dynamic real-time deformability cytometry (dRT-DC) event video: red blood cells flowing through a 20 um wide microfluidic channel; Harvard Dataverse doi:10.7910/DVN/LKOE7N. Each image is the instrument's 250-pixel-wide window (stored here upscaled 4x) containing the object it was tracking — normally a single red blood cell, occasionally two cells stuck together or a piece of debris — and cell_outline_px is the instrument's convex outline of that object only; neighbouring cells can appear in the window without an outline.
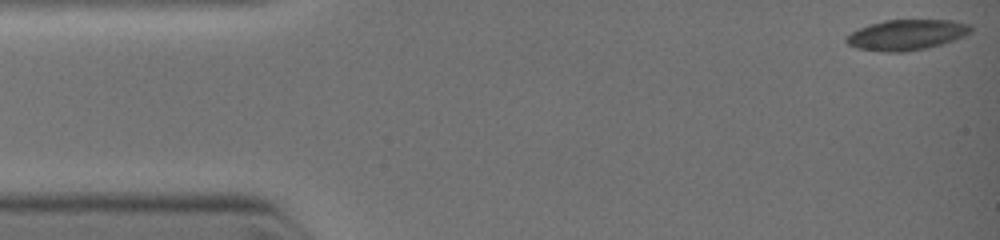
{"species": "common noctule bat (a hibernating species)", "species_latin": "Nyctalus noctula", "temperature_condition": "warm", "stored_images_in_passage": 6, "camera_frame_rate_fps": 3000, "um_per_image_px": 0.085, "animal": {"sex": "female", "body_mass_g": 19.0, "forearm_length_mm": 51.5}, "frame": {"image": 1, "passage_image": 1, "time_ms": 0.0, "image_size_px": [1000, 240], "cell_outline_px": [[972, 28], [964, 36], [940, 44], [924, 48], [904, 52], [884, 52], [856, 48], [848, 44], [844, 40], [852, 32], [860, 28], [872, 24], [888, 20], [948, 20], [968, 24]], "centroid_in_image_um": [77.02, 2.97], "position_along_channel_um": 8.0, "area_um2": 21.62}}